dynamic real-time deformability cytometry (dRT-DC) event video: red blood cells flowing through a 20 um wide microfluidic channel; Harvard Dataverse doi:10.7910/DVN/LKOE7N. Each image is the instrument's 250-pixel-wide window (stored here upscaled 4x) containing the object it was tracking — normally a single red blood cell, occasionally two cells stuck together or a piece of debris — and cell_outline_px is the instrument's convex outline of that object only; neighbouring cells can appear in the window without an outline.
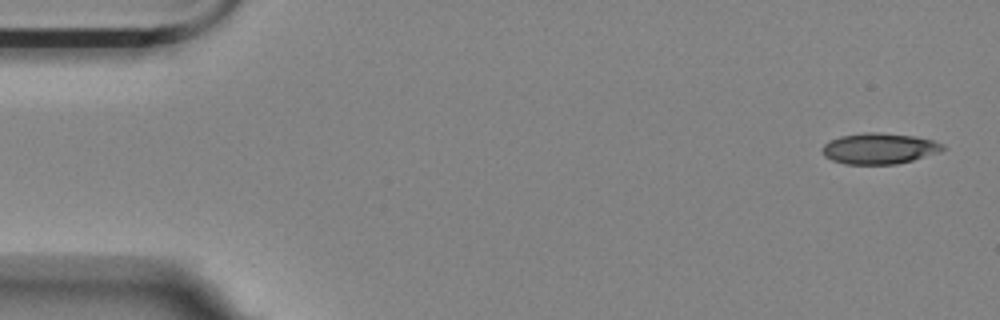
{"species": "Egyptian fruit bat (a non-hibernating species)", "species_latin": "Rousettus aegyptiacus", "temperature_condition": "room temperature", "stored_images_in_passage": 13, "camera_frame_rate_fps": 3000, "um_per_image_px": 0.085, "animal": {"sex": "female"}, "frame": {"image": 1, "passage_image": 1, "time_ms": 0.0, "image_size_px": [1000, 320], "cell_outline_px": [[944, 148], [940, 152], [912, 160], [896, 164], [844, 164], [832, 160], [824, 156], [824, 144], [828, 140], [840, 136], [868, 132], [872, 132], [912, 136], [932, 140], [940, 144]], "centroid_in_image_um": [74.7, 12.63], "position_along_channel_um": 10.3, "area_um2": 21.33}}
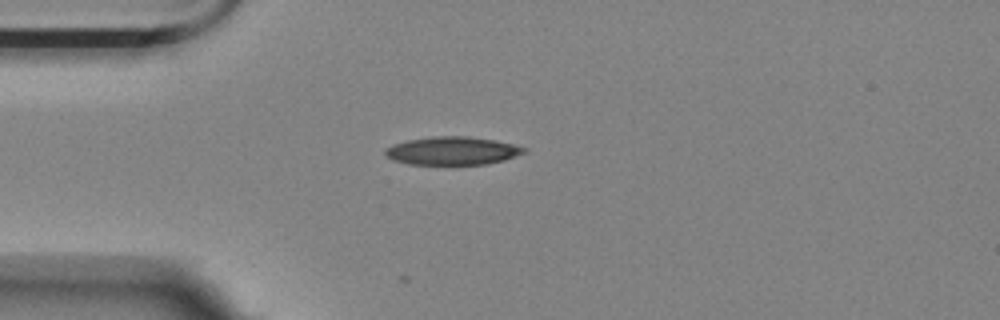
{"frame": {"image": 2, "passage_image": 13, "time_ms": 4.0, "image_size_px": [1000, 320], "cell_outline_px": [[528, 152], [504, 160], [488, 164], [408, 164], [392, 160], [384, 156], [384, 148], [392, 144], [408, 140], [432, 136], [468, 136], [496, 140], [528, 148]], "centroid_in_image_um": [38.44, 12.81], "position_along_channel_um": 46.6, "area_um2": 23.06}}